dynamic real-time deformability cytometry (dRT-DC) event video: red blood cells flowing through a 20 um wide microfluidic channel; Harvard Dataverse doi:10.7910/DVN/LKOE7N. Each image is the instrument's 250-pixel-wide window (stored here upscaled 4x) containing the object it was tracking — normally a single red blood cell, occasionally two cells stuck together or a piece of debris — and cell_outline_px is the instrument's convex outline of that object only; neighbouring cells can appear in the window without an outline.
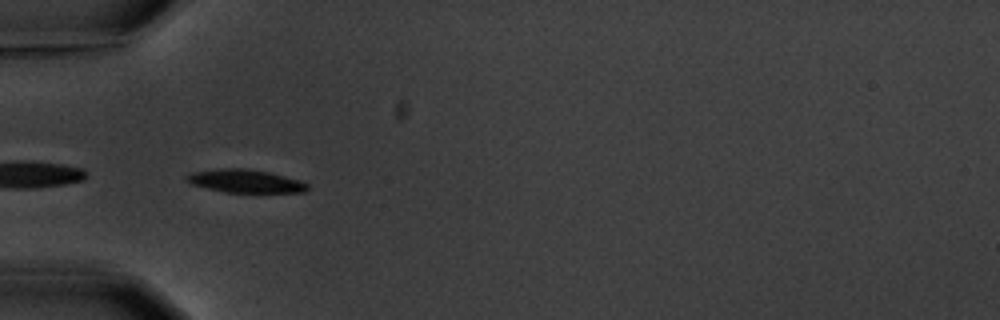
{"species": "common noctule bat (a hibernating species)", "species_latin": "Nyctalus noctula", "temperature_condition": "warm", "stored_images_in_passage": 7, "camera_frame_rate_fps": 3000, "um_per_image_px": 0.085, "animal": {"sex": "male", "body_mass_g": 20.1, "forearm_length_mm": 53.5}, "frame": {"image": 1, "passage_image": 6, "time_ms": 5.667, "image_size_px": [1000, 320], "cell_outline_px": [[308, 188], [304, 192], [224, 192], [192, 184], [184, 176], [192, 172], [216, 168], [244, 168], [268, 172], [300, 180], [308, 184]], "centroid_in_image_um": [20.84, 15.38], "position_along_channel_um": 64.2, "area_um2": 16.13}}